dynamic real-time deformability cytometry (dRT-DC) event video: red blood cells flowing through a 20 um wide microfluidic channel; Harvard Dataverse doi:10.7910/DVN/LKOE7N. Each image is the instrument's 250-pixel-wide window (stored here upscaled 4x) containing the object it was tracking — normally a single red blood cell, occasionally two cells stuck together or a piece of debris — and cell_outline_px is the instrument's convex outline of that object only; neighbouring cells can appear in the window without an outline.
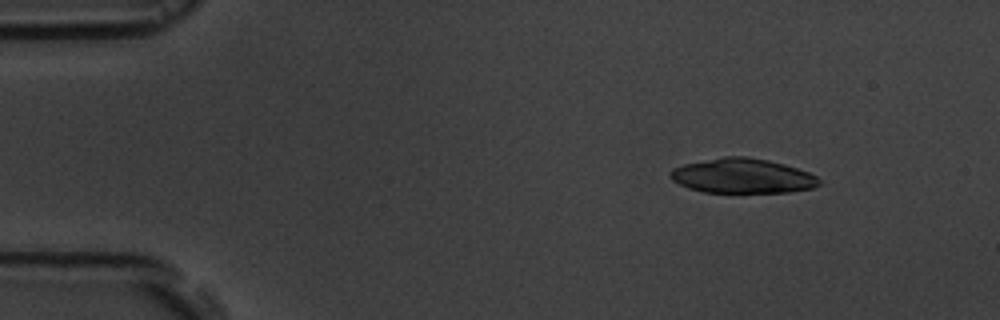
{"species": "common noctule bat (a hibernating species)", "species_latin": "Nyctalus noctula", "temperature_condition": "room temperature", "stored_images_in_passage": 10, "camera_frame_rate_fps": 3000, "um_per_image_px": 0.085, "animal": {"sex": "male", "body_mass_g": 19.5, "forearm_length_mm": 54.6}, "frame": {"image": 1, "passage_image": 2, "time_ms": 1.0, "image_size_px": [1000, 320], "cell_outline_px": [[820, 184], [812, 188], [788, 192], [704, 192], [688, 188], [672, 180], [668, 176], [668, 172], [672, 168], [684, 164], [724, 156], [748, 156], [768, 160], [784, 164], [808, 172], [816, 176], [820, 180]], "centroid_in_image_um": [63.07, 14.94], "position_along_channel_um": 21.9, "area_um2": 30.11}}